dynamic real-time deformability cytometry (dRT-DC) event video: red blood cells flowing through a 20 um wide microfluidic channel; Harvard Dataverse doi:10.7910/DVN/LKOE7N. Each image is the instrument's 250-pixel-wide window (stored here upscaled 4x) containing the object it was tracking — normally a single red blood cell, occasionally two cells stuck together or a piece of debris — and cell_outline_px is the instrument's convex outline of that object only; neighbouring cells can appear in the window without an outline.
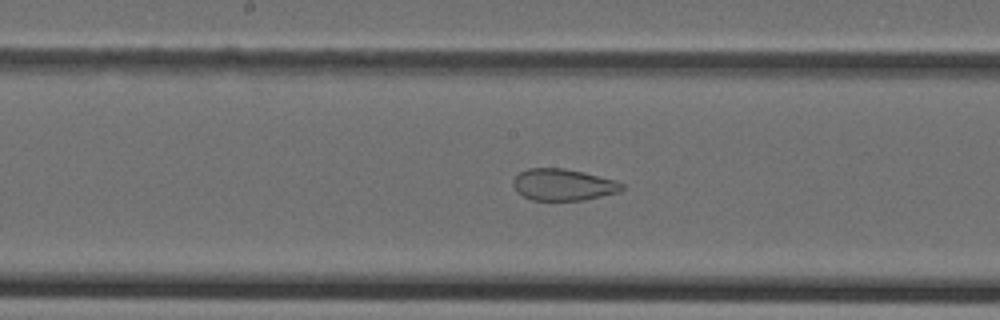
{"species": "Egyptian fruit bat (a non-hibernating species)", "species_latin": "Rousettus aegyptiacus", "temperature_condition": "cold", "stored_images_in_passage": 35, "camera_frame_rate_fps": 3000, "um_per_image_px": 0.085, "animal": {"sex": "female"}, "frame": {"image": 1, "passage_image": 23, "time_ms": 7.333, "image_size_px": [1000, 320], "cell_outline_px": [[624, 188], [620, 192], [584, 200], [532, 200], [516, 192], [512, 184], [512, 180], [520, 172], [528, 168], [564, 168], [584, 172], [616, 180], [624, 184]], "centroid_in_image_um": [47.88, 15.7], "position_along_channel_um": 200.3, "area_um2": 20.23}}
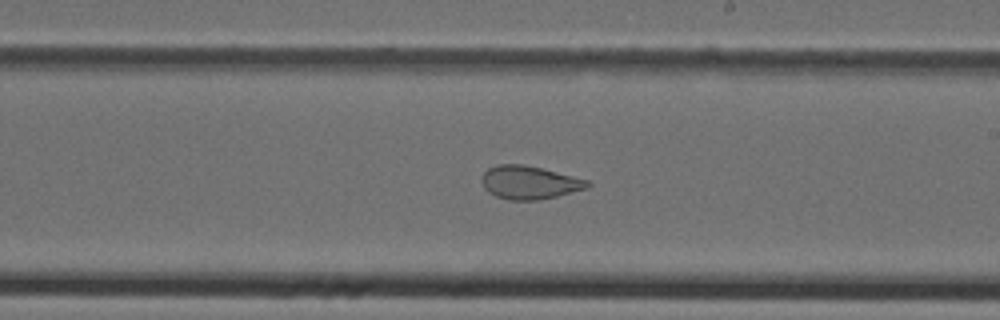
{"frame": {"image": 2, "passage_image": 26, "time_ms": 8.333, "image_size_px": [1000, 320], "cell_outline_px": [[592, 184], [588, 188], [540, 200], [508, 200], [496, 196], [488, 192], [484, 188], [480, 180], [480, 176], [488, 168], [496, 164], [524, 164], [588, 180]], "centroid_in_image_um": [44.95, 15.51], "position_along_channel_um": 244.0, "area_um2": 20.58}}
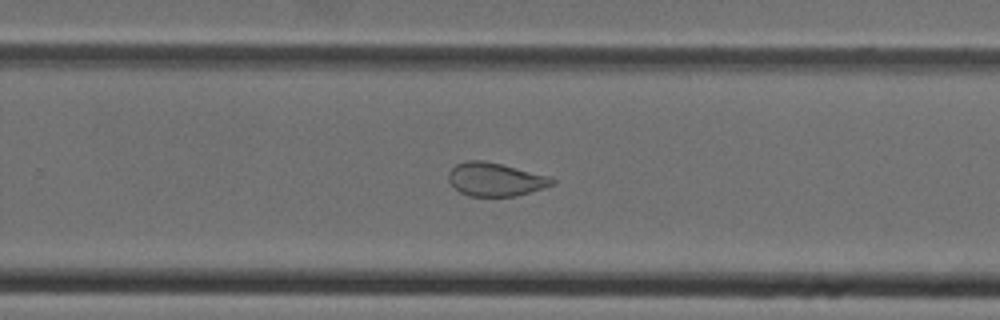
{"frame": {"image": 3, "passage_image": 29, "time_ms": 9.333, "image_size_px": [1000, 320], "cell_outline_px": [[556, 184], [544, 188], [516, 196], [468, 196], [460, 192], [448, 180], [448, 172], [456, 164], [468, 160], [484, 160], [552, 176], [556, 180]], "centroid_in_image_um": [42.15, 15.24], "position_along_channel_um": 287.7, "area_um2": 20.35}}